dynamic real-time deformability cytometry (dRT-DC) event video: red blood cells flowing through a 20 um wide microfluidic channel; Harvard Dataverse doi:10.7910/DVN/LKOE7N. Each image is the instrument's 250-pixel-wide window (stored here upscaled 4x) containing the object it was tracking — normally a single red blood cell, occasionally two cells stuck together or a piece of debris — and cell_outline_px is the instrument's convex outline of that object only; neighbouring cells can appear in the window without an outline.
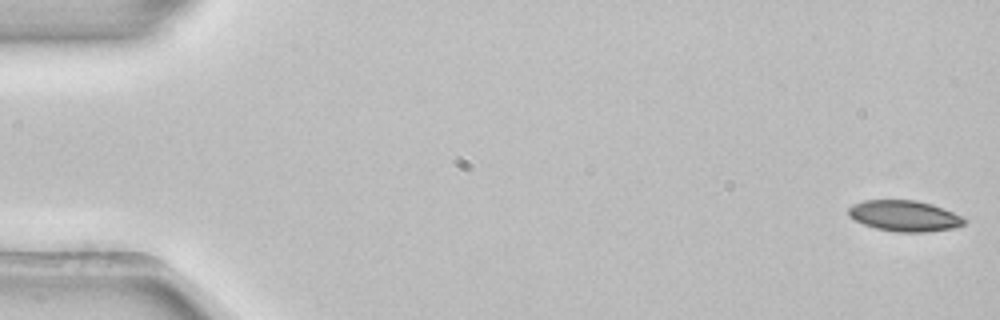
{"species": "common noctule bat (a hibernating species)", "species_latin": "Nyctalus noctula", "temperature_condition": "room temperature", "stored_images_in_passage": 4, "camera_frame_rate_fps": 3000, "um_per_image_px": 0.085, "animal": {"sex": "female", "body_mass_g": 22.7, "forearm_length_mm": 54.2}, "frame": {"image": 1, "passage_image": 1, "time_ms": 0.0, "image_size_px": [1000, 320], "cell_outline_px": [[968, 220], [964, 224], [952, 228], [924, 232], [896, 232], [876, 228], [864, 224], [848, 216], [848, 208], [852, 204], [864, 200], [916, 200], [932, 204], [952, 212]], "centroid_in_image_um": [76.85, 18.34], "position_along_channel_um": 8.1, "area_um2": 20.75}}
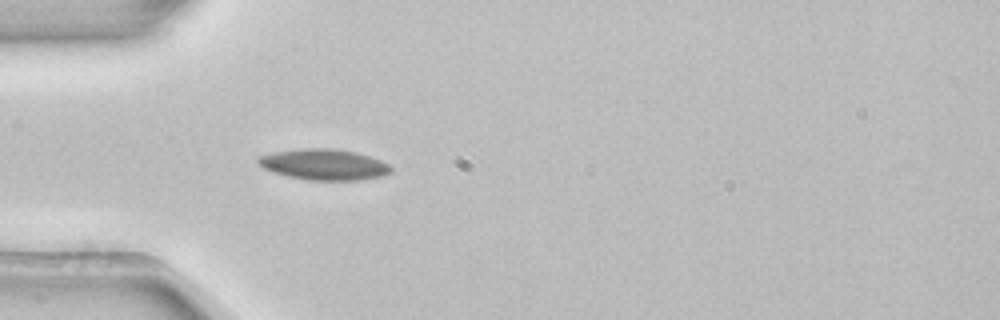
{"frame": {"image": 2, "passage_image": 4, "time_ms": 1.0, "image_size_px": [1000, 320], "cell_outline_px": [[392, 172], [384, 176], [360, 180], [308, 180], [288, 176], [272, 172], [264, 168], [256, 160], [256, 156], [272, 152], [304, 148], [332, 148], [356, 152], [380, 160], [388, 164], [392, 168]], "centroid_in_image_um": [27.53, 13.98], "position_along_channel_um": 57.5, "area_um2": 24.04}}